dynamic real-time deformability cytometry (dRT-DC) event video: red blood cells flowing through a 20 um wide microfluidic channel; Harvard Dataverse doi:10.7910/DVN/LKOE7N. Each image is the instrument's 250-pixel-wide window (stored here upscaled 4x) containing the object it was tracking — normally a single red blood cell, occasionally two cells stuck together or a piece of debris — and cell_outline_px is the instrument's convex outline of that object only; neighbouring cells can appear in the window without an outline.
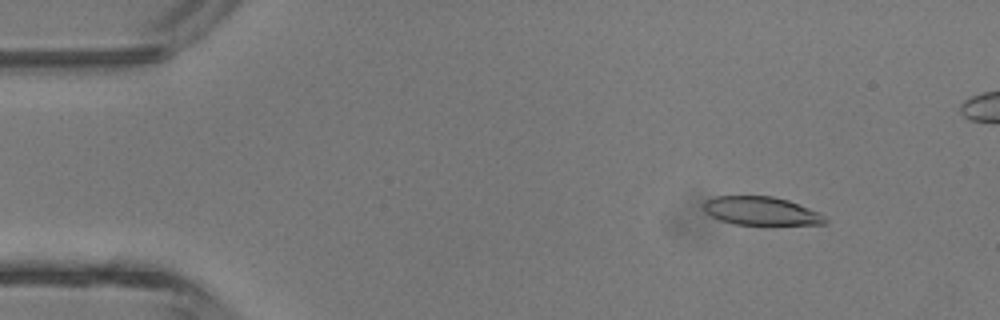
{"species": "common noctule bat (a hibernating species)", "species_latin": "Nyctalus noctula", "temperature_condition": "room temperature", "stored_images_in_passage": 4, "camera_frame_rate_fps": 3000, "um_per_image_px": 0.085, "animal": {"sex": "male", "body_mass_g": 13.3}, "frame": {"image": 1, "passage_image": 2, "time_ms": 1.0, "image_size_px": [1000, 320], "cell_outline_px": [[828, 220], [824, 224], [772, 228], [736, 224], [720, 220], [712, 216], [704, 208], [704, 204], [708, 200], [716, 196], [772, 196], [788, 200], [820, 212]], "centroid_in_image_um": [64.82, 18.0], "position_along_channel_um": 20.2, "area_um2": 21.04}}